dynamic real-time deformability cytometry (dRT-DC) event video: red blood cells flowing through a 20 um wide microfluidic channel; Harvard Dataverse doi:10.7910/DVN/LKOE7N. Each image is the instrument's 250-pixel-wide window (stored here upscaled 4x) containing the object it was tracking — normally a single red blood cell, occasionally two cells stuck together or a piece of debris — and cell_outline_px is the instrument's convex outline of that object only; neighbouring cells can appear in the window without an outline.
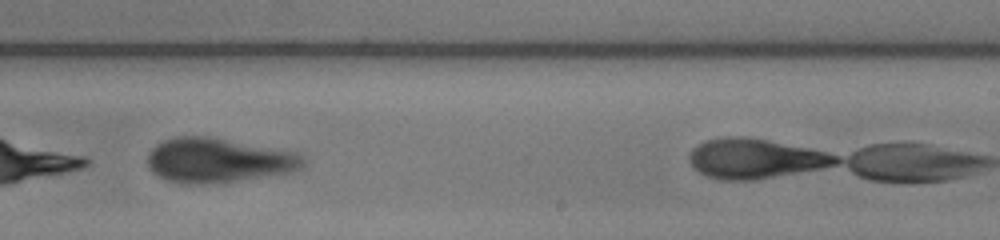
{"species": "human", "species_latin": "Homo sapiens", "temperature_condition": "warm", "stored_images_in_passage": 20, "camera_frame_rate_fps": 3000, "um_per_image_px": 0.085, "donor": {"sex": "female"}, "frame": {"image": 1, "passage_image": 17, "time_ms": 5.333, "image_size_px": [1000, 240], "cell_outline_px": [[304, 164], [300, 168], [292, 172], [212, 184], [188, 184], [168, 180], [152, 172], [148, 164], [148, 156], [152, 148], [156, 144], [164, 140], [176, 136], [208, 136], [296, 152], [304, 160]], "centroid_in_image_um": [18.52, 13.63], "position_along_channel_um": 270.5, "area_um2": 40.11}}